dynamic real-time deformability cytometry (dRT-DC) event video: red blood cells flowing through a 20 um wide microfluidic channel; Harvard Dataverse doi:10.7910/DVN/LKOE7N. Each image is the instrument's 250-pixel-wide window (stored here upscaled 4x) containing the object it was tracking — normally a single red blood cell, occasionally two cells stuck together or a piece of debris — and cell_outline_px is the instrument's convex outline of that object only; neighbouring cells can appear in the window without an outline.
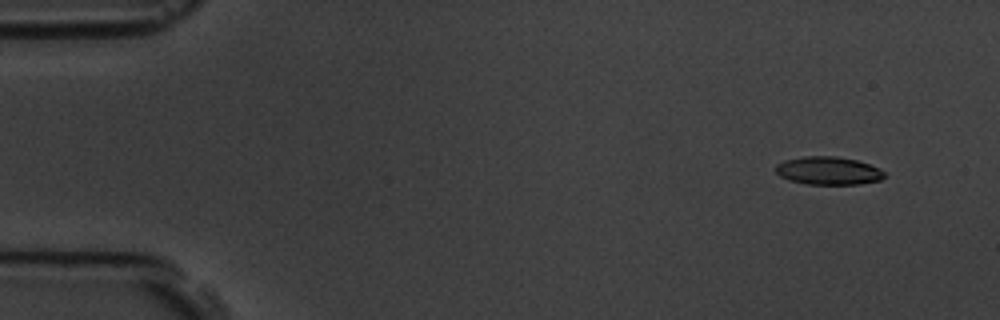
{"species": "common noctule bat (a hibernating species)", "species_latin": "Nyctalus noctula", "temperature_condition": "room temperature", "stored_images_in_passage": 7, "camera_frame_rate_fps": 3000, "um_per_image_px": 0.085, "animal": {"sex": "male", "body_mass_g": 19.5, "forearm_length_mm": 54.6}, "frame": {"image": 1, "passage_image": 2, "time_ms": 1.0, "image_size_px": [1000, 320], "cell_outline_px": [[884, 176], [880, 180], [860, 184], [808, 184], [788, 180], [780, 176], [776, 172], [776, 164], [784, 160], [804, 156], [836, 156], [856, 160], [880, 168], [884, 172]], "centroid_in_image_um": [70.39, 14.51], "position_along_channel_um": 14.6, "area_um2": 17.74}}
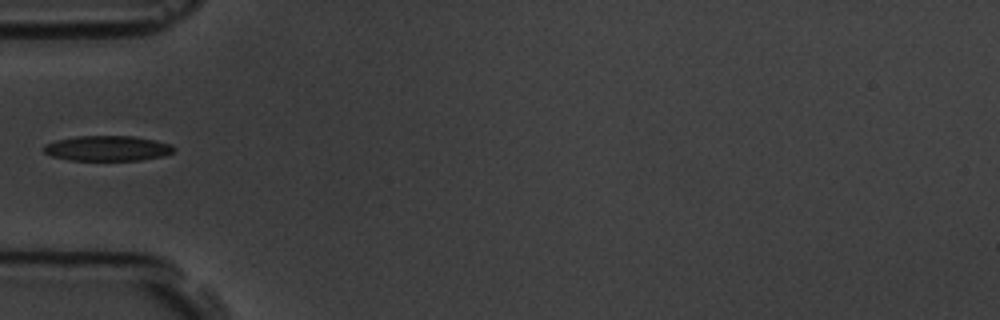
{"frame": {"image": 2, "passage_image": 6, "time_ms": 5.667, "image_size_px": [1000, 320], "cell_outline_px": [[176, 148], [172, 152], [164, 156], [140, 160], [68, 160], [52, 156], [44, 152], [44, 144], [56, 140], [76, 136], [132, 136], [156, 140], [172, 144]], "centroid_in_image_um": [9.15, 12.6], "position_along_channel_um": 75.9, "area_um2": 19.19}}
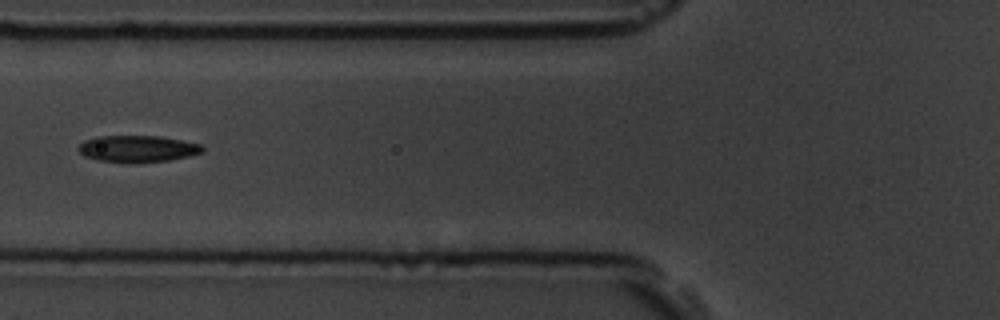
{"frame": {"image": 3, "passage_image": 7, "time_ms": 6.667, "image_size_px": [1000, 320], "cell_outline_px": [[204, 148], [200, 152], [188, 156], [168, 160], [136, 164], [124, 164], [96, 160], [84, 156], [76, 148], [84, 140], [96, 136], [160, 136], [200, 144]], "centroid_in_image_um": [11.61, 12.66], "position_along_channel_um": 114.2, "area_um2": 19.59}}